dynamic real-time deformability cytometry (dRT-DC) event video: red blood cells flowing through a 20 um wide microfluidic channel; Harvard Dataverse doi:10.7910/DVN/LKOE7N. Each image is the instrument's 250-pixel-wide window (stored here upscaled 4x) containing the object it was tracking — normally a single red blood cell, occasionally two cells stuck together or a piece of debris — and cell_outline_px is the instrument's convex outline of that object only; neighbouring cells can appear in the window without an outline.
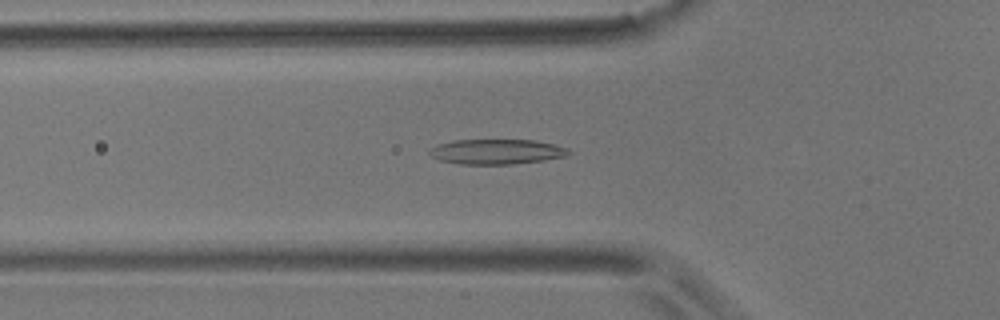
{"species": "common noctule bat (a hibernating species)", "species_latin": "Nyctalus noctula", "temperature_condition": "room temperature", "stored_images_in_passage": 49, "camera_frame_rate_fps": 3000, "um_per_image_px": 0.085, "animal": {"sex": "male", "body_mass_g": 17.9}, "frame": {"image": 1, "passage_image": 13, "time_ms": 4.0, "image_size_px": [1000, 320], "cell_outline_px": [[572, 152], [568, 156], [544, 160], [512, 164], [460, 164], [440, 160], [432, 156], [428, 152], [428, 148], [436, 144], [452, 140], [536, 140], [568, 148]], "centroid_in_image_um": [42.2, 12.89], "position_along_channel_um": 83.6, "area_um2": 20.46}}
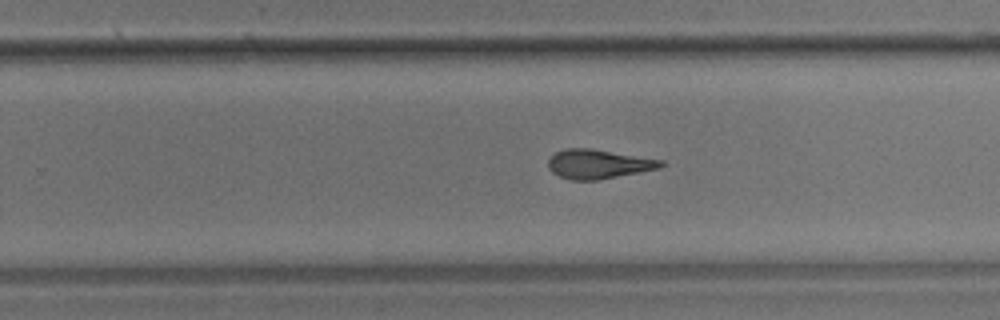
{"frame": {"image": 2, "passage_image": 29, "time_ms": 9.333, "image_size_px": [1000, 320], "cell_outline_px": [[664, 164], [660, 168], [640, 172], [596, 180], [572, 180], [560, 176], [552, 172], [548, 168], [548, 160], [556, 152], [564, 148], [588, 148], [664, 160]], "centroid_in_image_um": [50.85, 13.94], "position_along_channel_um": 279.0, "area_um2": 19.02}}
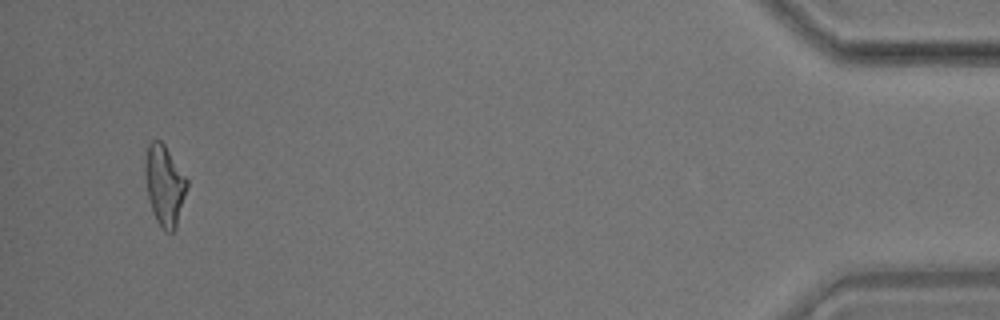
{"frame": {"image": 3, "passage_image": 47, "time_ms": 15.333, "image_size_px": [1000, 320], "cell_outline_px": [[188, 184], [176, 228], [172, 232], [164, 232], [156, 220], [152, 212], [148, 196], [144, 172], [144, 160], [148, 144], [152, 140], [160, 140], [164, 144], [188, 180]], "centroid_in_image_um": [13.97, 15.75], "position_along_channel_um": 421.2, "area_um2": 19.65}, "authors_computed_cell_mechanics": {"area_um2": 19.652, "velocity_mm_per_s": 3.6534, "shape_relaxation_time_tau1_ms": null, "shape_relaxation_time_tau2_ms": 3.1293, "deformation_change_tau1": null, "deformation_change_tau2": 0.1343}}